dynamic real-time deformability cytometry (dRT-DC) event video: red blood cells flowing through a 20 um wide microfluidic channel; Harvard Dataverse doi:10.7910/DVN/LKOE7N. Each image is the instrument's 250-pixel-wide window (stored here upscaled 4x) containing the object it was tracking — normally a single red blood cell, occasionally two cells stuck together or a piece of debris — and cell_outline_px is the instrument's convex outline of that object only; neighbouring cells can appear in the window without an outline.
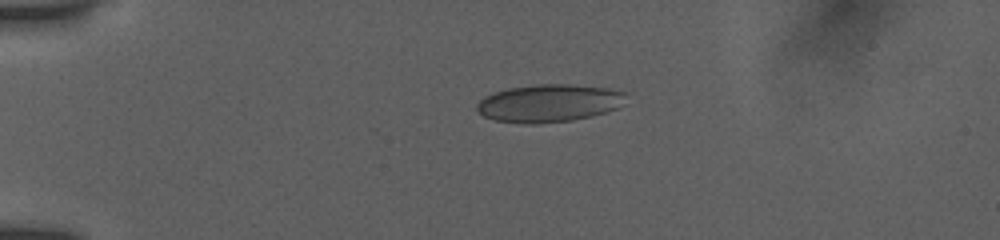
{"species": "human", "species_latin": "Homo sapiens", "temperature_condition": "room temperature", "stored_images_in_passage": 40, "camera_frame_rate_fps": 3000, "um_per_image_px": 0.085, "donor": {"sex": "female"}, "frame": {"image": 1, "passage_image": 1, "time_ms": 0.0, "image_size_px": [1000, 240], "cell_outline_px": [[624, 92], [616, 108], [604, 112], [572, 120], [532, 124], [528, 124], [496, 120], [484, 116], [476, 108], [476, 104], [480, 100], [496, 92], [508, 88], [540, 84], [560, 84], [604, 88]], "centroid_in_image_um": [46.57, 8.78], "position_along_channel_um": 38.4, "area_um2": 31.67}}
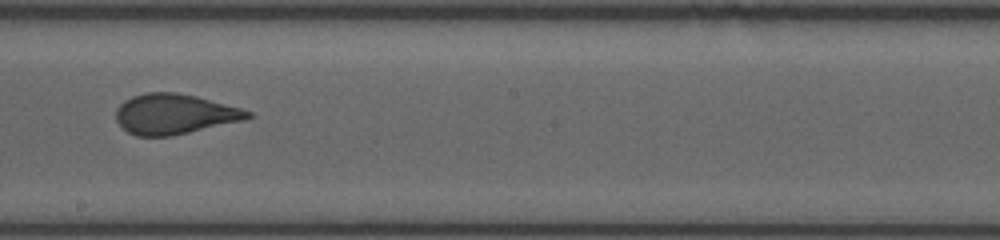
{"frame": {"image": 2, "passage_image": 14, "time_ms": 6.333, "image_size_px": [1000, 240], "cell_outline_px": [[252, 116], [240, 120], [188, 132], [168, 136], [136, 136], [128, 132], [116, 120], [116, 108], [124, 100], [132, 96], [144, 92], [176, 92], [196, 96], [240, 108], [252, 112]], "centroid_in_image_um": [14.76, 9.68], "position_along_channel_um": 233.4, "area_um2": 30.4}}
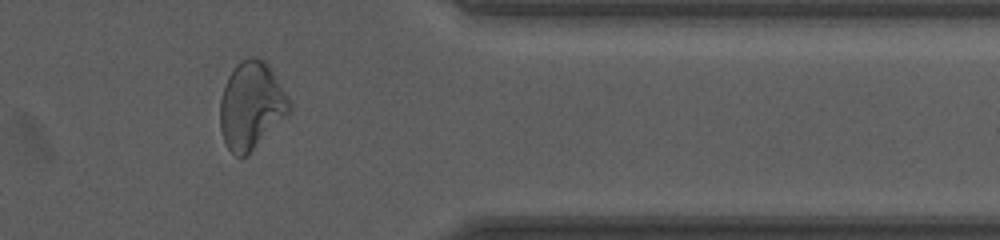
{"frame": {"image": 3, "passage_image": 31, "time_ms": 10.667, "image_size_px": [1000, 240], "cell_outline_px": [[292, 108], [248, 156], [236, 156], [228, 148], [224, 140], [220, 128], [220, 100], [224, 84], [228, 76], [236, 64], [240, 60], [248, 56], [256, 56], [264, 60], [268, 64], [292, 104]], "centroid_in_image_um": [21.33, 8.95], "position_along_channel_um": 390.1, "area_um2": 35.2}, "authors_computed_cell_mechanics": {"area_um2": 31.4143, "velocity_mm_per_s": 3.8771, "shape_relaxation_time_tau1_ms": 5.8358, "shape_relaxation_time_tau2_ms": null, "deformation_change_tau1": 0.1529, "deformation_change_tau2": null}}